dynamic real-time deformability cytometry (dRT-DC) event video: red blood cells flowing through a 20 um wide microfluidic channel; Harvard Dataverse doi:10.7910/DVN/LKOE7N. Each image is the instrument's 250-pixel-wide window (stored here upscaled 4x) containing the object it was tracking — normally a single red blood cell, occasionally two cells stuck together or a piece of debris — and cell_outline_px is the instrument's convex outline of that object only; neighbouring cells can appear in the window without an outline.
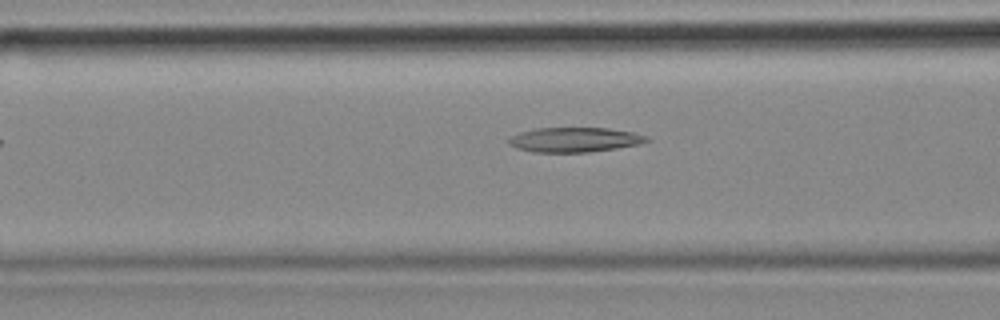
{"species": "common noctule bat (a hibernating species)", "species_latin": "Nyctalus noctula", "temperature_condition": "cold", "stored_images_in_passage": 36, "camera_frame_rate_fps": 3000, "um_per_image_px": 0.085, "animal": {"sex": "female", "body_mass_g": 18.4}, "frame": {"image": 1, "passage_image": 8, "time_ms": 2.333, "image_size_px": [1000, 320], "cell_outline_px": [[652, 140], [640, 144], [616, 148], [588, 152], [532, 152], [516, 148], [508, 144], [508, 136], [520, 132], [536, 128], [608, 128], [632, 132], [648, 136]], "centroid_in_image_um": [48.82, 11.87], "position_along_channel_um": 117.8, "area_um2": 20.0}}
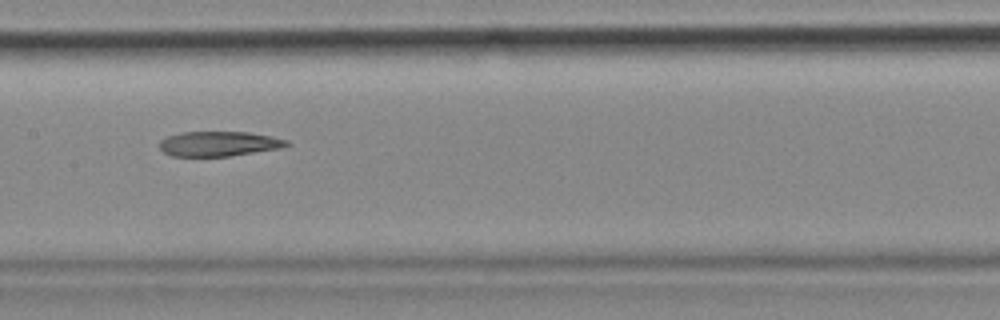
{"frame": {"image": 2, "passage_image": 14, "time_ms": 4.333, "image_size_px": [1000, 320], "cell_outline_px": [[292, 144], [280, 148], [228, 156], [172, 156], [164, 152], [160, 148], [160, 140], [168, 136], [180, 132], [248, 132], [272, 136], [288, 140]], "centroid_in_image_um": [18.62, 12.21], "position_along_channel_um": 188.8, "area_um2": 18.38}}
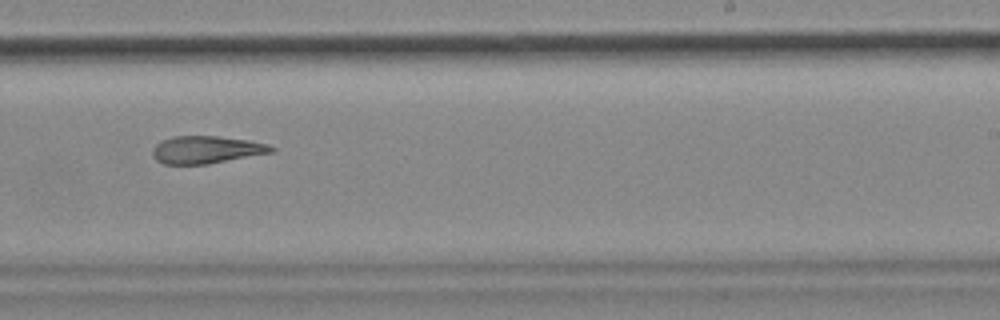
{"frame": {"image": 3, "passage_image": 21, "time_ms": 6.667, "image_size_px": [1000, 320], "cell_outline_px": [[276, 152], [208, 164], [164, 164], [156, 160], [152, 156], [152, 148], [160, 140], [172, 136], [216, 136], [248, 140], [268, 144], [276, 148]], "centroid_in_image_um": [17.54, 12.72], "position_along_channel_um": 271.5, "area_um2": 19.31}}